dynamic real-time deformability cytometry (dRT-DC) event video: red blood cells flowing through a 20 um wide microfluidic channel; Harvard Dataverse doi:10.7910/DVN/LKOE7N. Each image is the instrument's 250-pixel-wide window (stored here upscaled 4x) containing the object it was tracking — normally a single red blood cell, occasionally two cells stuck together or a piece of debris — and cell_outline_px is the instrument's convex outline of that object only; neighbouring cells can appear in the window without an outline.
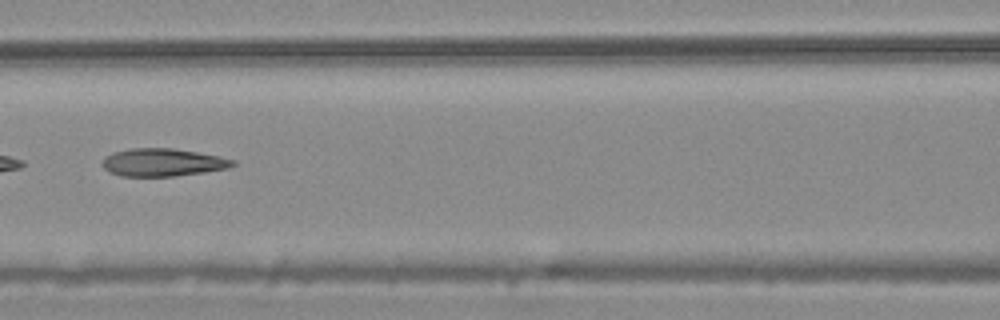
{"species": "common noctule bat (a hibernating species)", "species_latin": "Nyctalus noctula", "temperature_condition": "warm", "stored_images_in_passage": 9, "camera_frame_rate_fps": 3000, "um_per_image_px": 0.085, "animal": {"sex": "male", "body_mass_g": 20.4}, "frame": {"image": 1, "passage_image": 6, "time_ms": 1.667, "image_size_px": [1000, 320], "cell_outline_px": [[236, 164], [228, 168], [204, 172], [176, 176], [120, 176], [104, 168], [100, 164], [104, 156], [112, 152], [132, 148], [172, 148], [220, 156], [236, 160]], "centroid_in_image_um": [13.82, 13.8], "position_along_channel_um": 152.8, "area_um2": 21.21}}
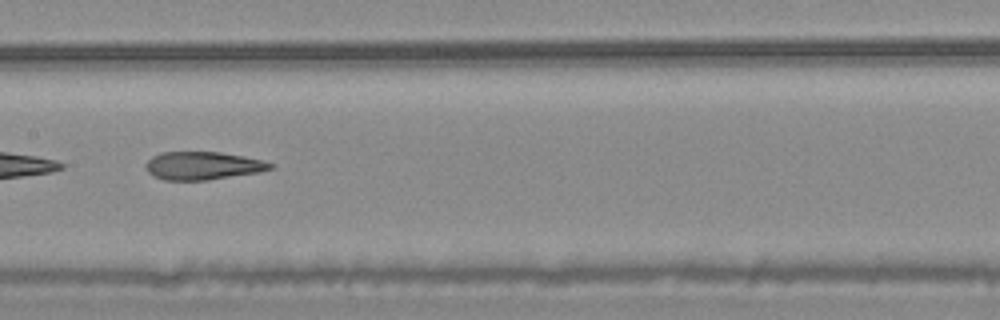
{"frame": {"image": 2, "passage_image": 7, "time_ms": 2.0, "image_size_px": [1000, 320], "cell_outline_px": [[276, 168], [260, 172], [208, 180], [164, 180], [152, 176], [148, 172], [144, 164], [152, 156], [160, 152], [220, 152], [244, 156], [264, 160], [276, 164]], "centroid_in_image_um": [17.28, 14.08], "position_along_channel_um": 190.1, "area_um2": 20.69}}
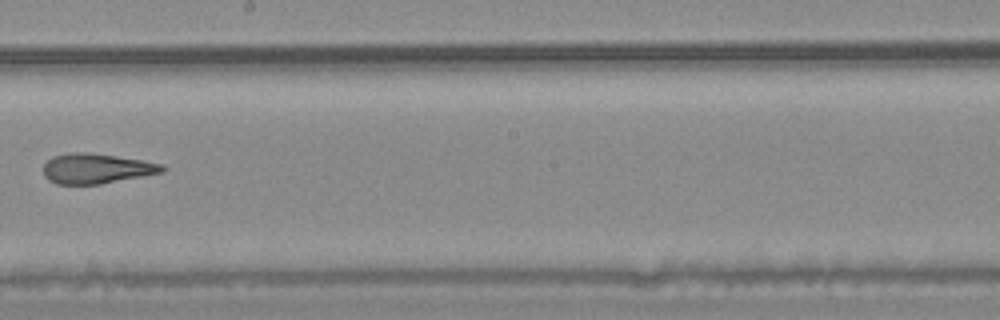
{"frame": {"image": 3, "passage_image": 8, "time_ms": 2.333, "image_size_px": [1000, 320], "cell_outline_px": [[168, 168], [164, 172], [144, 176], [100, 184], [56, 184], [48, 180], [44, 176], [44, 164], [52, 156], [72, 152], [88, 152], [140, 160], [164, 164]], "centroid_in_image_um": [8.21, 14.33], "position_along_channel_um": 240.0, "area_um2": 20.87}}